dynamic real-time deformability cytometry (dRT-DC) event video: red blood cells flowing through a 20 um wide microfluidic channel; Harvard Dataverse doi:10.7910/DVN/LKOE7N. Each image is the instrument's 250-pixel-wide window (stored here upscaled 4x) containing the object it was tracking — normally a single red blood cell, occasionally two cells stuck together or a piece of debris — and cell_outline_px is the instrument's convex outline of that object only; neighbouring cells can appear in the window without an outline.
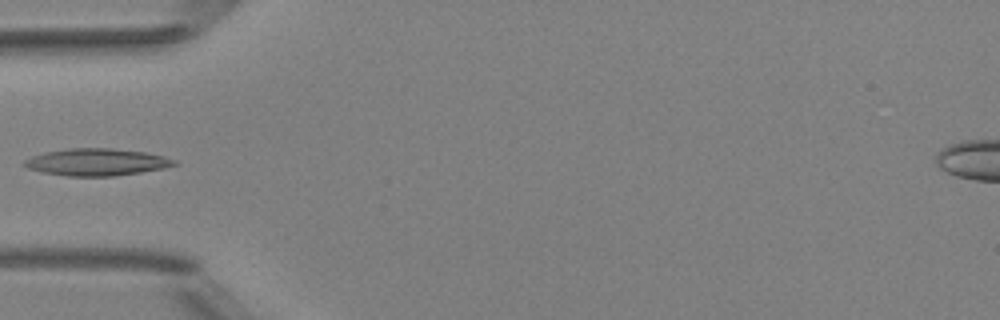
{"species": "Egyptian fruit bat (a non-hibernating species)", "species_latin": "Rousettus aegyptiacus", "temperature_condition": "room temperature", "stored_images_in_passage": 6, "camera_frame_rate_fps": 3000, "um_per_image_px": 0.085, "animal": {"sex": "female"}, "frame": {"image": 1, "passage_image": 5, "time_ms": 4.667, "image_size_px": [1000, 320], "cell_outline_px": [[180, 164], [164, 168], [140, 172], [112, 176], [68, 176], [44, 172], [28, 168], [24, 164], [24, 160], [32, 156], [44, 152], [68, 148], [112, 148], [144, 152], [164, 156], [176, 160]], "centroid_in_image_um": [8.25, 13.77], "position_along_channel_um": 76.8, "area_um2": 23.58}}
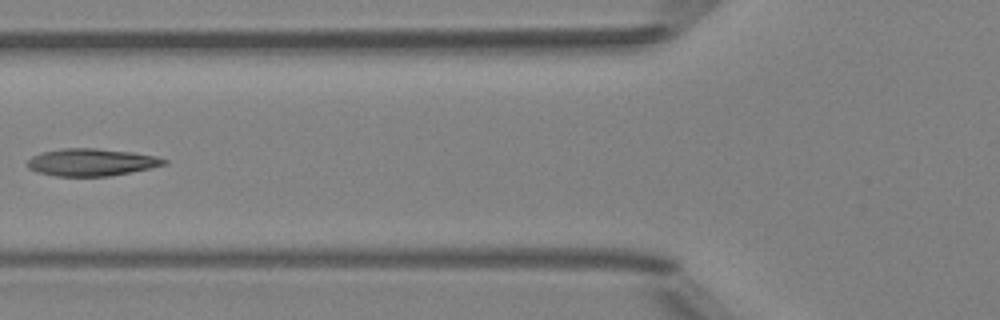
{"frame": {"image": 2, "passage_image": 6, "time_ms": 5.667, "image_size_px": [1000, 320], "cell_outline_px": [[168, 164], [108, 176], [56, 176], [36, 172], [28, 168], [28, 160], [32, 156], [44, 152], [64, 148], [96, 148], [132, 152], [156, 156], [168, 160]], "centroid_in_image_um": [7.77, 13.79], "position_along_channel_um": 118.0, "area_um2": 21.56}}